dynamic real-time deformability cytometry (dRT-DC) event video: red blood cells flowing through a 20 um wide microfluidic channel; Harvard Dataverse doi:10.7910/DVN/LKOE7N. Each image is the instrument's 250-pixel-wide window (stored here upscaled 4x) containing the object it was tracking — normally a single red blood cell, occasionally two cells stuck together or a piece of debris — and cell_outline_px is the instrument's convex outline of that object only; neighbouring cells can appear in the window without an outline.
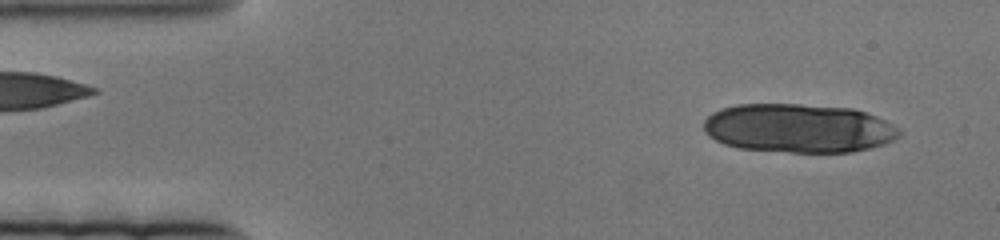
{"species": "human", "species_latin": "Homo sapiens", "temperature_condition": "cold", "stored_images_in_passage": 19, "camera_frame_rate_fps": 3000, "um_per_image_px": 0.085, "donor": {"sex": "female"}, "frame": {"image": 1, "passage_image": 3, "time_ms": 0.667, "image_size_px": [1000, 240], "cell_outline_px": [[900, 136], [884, 144], [852, 152], [792, 152], [740, 148], [724, 144], [708, 136], [704, 132], [704, 120], [712, 112], [736, 104], [800, 104], [852, 108], [876, 116], [892, 124], [900, 132]], "centroid_in_image_um": [67.84, 10.89], "position_along_channel_um": 17.2, "area_um2": 55.55}}